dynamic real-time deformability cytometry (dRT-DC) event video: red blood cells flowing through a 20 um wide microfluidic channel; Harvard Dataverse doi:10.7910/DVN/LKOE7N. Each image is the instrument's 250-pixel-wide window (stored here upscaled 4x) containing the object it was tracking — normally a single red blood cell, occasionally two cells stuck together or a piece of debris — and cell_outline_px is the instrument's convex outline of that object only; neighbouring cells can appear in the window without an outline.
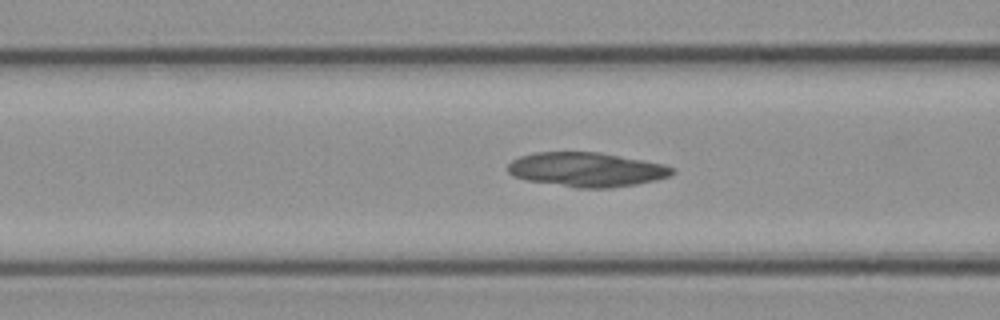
{"species": "common noctule bat (a hibernating species)", "species_latin": "Nyctalus noctula", "temperature_condition": "cold", "stored_images_in_passage": 34, "camera_frame_rate_fps": 3000, "um_per_image_px": 0.085, "animal": {"sex": "female", "body_mass_g": 21.9}, "frame": {"image": 1, "passage_image": 12, "time_ms": 3.667, "image_size_px": [1000, 320], "cell_outline_px": [[676, 172], [668, 176], [656, 180], [636, 184], [612, 188], [576, 188], [528, 180], [512, 176], [508, 172], [508, 164], [512, 160], [520, 156], [536, 152], [600, 152], [664, 164], [676, 168]], "centroid_in_image_um": [49.88, 14.41], "position_along_channel_um": 116.7, "area_um2": 33.0}}
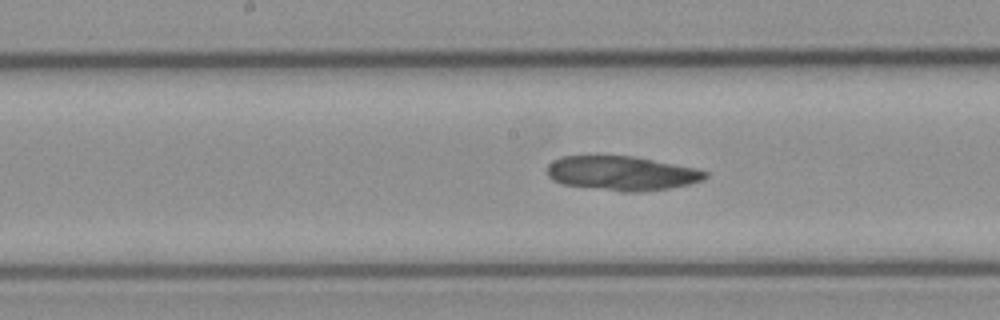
{"frame": {"image": 2, "passage_image": 18, "time_ms": 5.667, "image_size_px": [1000, 320], "cell_outline_px": [[708, 176], [704, 180], [688, 184], [668, 188], [640, 192], [620, 192], [564, 184], [552, 180], [548, 176], [548, 164], [552, 160], [560, 156], [632, 156], [696, 168], [708, 172]], "centroid_in_image_um": [52.84, 14.73], "position_along_channel_um": 195.4, "area_um2": 31.62}}
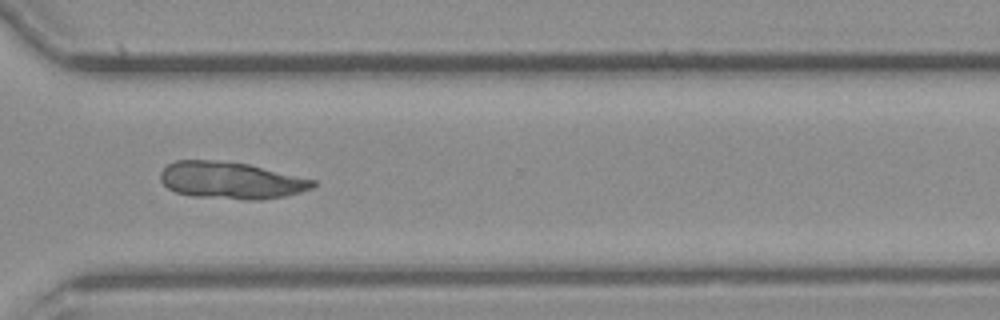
{"frame": {"image": 3, "passage_image": 30, "time_ms": 9.667, "image_size_px": [1000, 320], "cell_outline_px": [[316, 184], [312, 188], [300, 192], [284, 196], [260, 200], [244, 200], [192, 196], [176, 192], [168, 188], [160, 180], [160, 172], [168, 164], [176, 160], [212, 160], [248, 164], [316, 180]], "centroid_in_image_um": [19.62, 15.34], "position_along_channel_um": 351.0, "area_um2": 32.83}}